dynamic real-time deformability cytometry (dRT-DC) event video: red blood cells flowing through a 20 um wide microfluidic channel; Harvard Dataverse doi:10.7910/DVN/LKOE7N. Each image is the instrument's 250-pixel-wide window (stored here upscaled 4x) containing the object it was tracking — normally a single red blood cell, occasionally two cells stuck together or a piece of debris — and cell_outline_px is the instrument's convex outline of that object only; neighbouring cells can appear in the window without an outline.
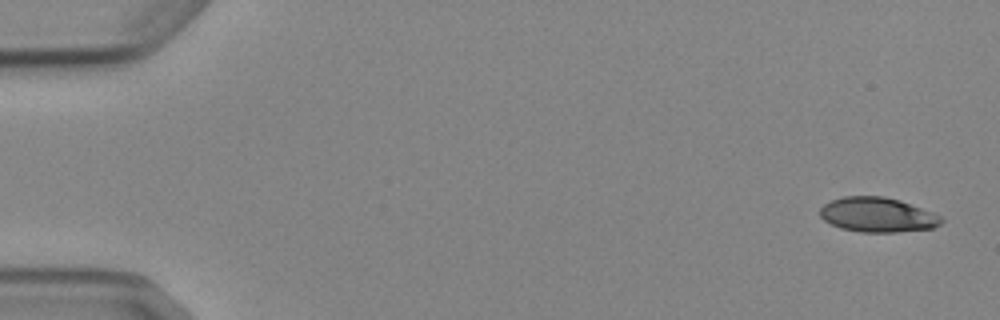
{"species": "Egyptian fruit bat (a non-hibernating species)", "species_latin": "Rousettus aegyptiacus", "temperature_condition": "cold", "stored_images_in_passage": 5, "camera_frame_rate_fps": 3000, "um_per_image_px": 0.085, "animal": {"sex": "female"}, "frame": {"image": 1, "passage_image": 1, "time_ms": 0.0, "image_size_px": [1000, 320], "cell_outline_px": [[944, 220], [940, 224], [932, 228], [896, 232], [860, 232], [840, 228], [824, 220], [820, 216], [820, 208], [824, 204], [832, 200], [844, 196], [884, 196], [900, 200], [932, 212], [940, 216]], "centroid_in_image_um": [74.58, 18.25], "position_along_channel_um": 10.4, "area_um2": 24.45}}
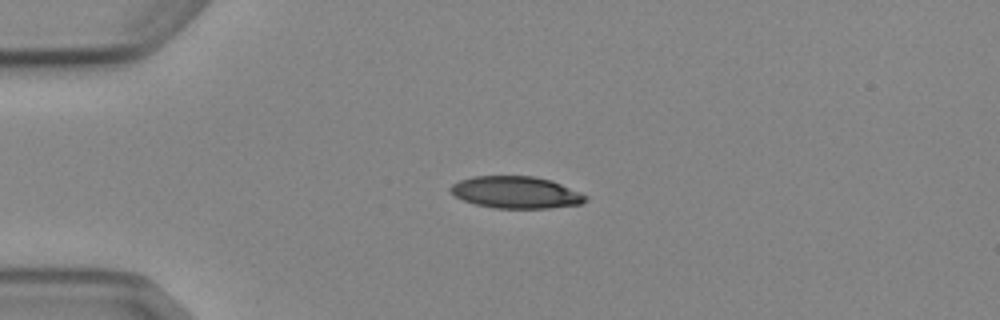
{"frame": {"image": 2, "passage_image": 4, "time_ms": 3.667, "image_size_px": [1000, 320], "cell_outline_px": [[588, 200], [580, 204], [548, 208], [492, 208], [476, 204], [464, 200], [456, 196], [448, 188], [452, 184], [460, 180], [472, 176], [532, 176], [552, 180], [588, 196]], "centroid_in_image_um": [43.86, 16.35], "position_along_channel_um": 41.1, "area_um2": 25.09}}